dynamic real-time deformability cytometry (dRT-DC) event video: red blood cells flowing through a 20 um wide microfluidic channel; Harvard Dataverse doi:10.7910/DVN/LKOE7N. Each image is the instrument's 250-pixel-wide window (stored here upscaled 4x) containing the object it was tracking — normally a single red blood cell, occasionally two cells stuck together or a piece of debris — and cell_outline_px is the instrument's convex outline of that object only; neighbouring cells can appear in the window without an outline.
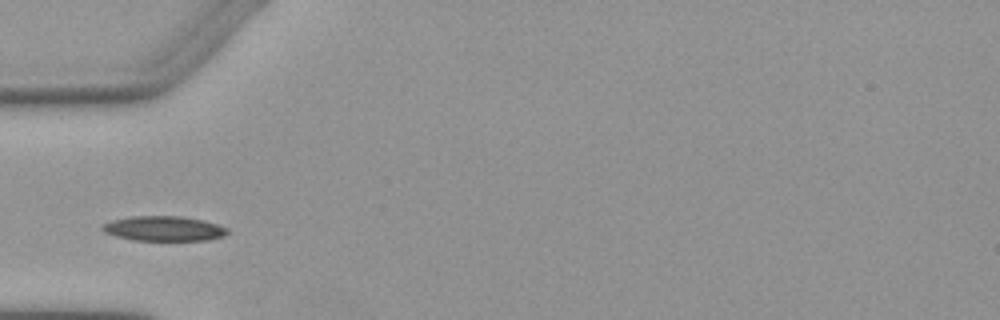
{"species": "Egyptian fruit bat (a non-hibernating species)", "species_latin": "Rousettus aegyptiacus", "temperature_condition": "warm", "stored_images_in_passage": 2, "camera_frame_rate_fps": 3000, "um_per_image_px": 0.085, "animal": {"sex": "female"}, "frame": {"image": 1, "passage_image": 2, "time_ms": 2.0, "image_size_px": [1000, 320], "cell_outline_px": [[228, 232], [224, 236], [208, 240], [132, 240], [116, 236], [104, 232], [100, 228], [100, 224], [112, 220], [132, 216], [180, 216], [200, 220], [216, 224], [228, 228]], "centroid_in_image_um": [13.88, 19.43], "position_along_channel_um": 71.1, "area_um2": 18.09}}